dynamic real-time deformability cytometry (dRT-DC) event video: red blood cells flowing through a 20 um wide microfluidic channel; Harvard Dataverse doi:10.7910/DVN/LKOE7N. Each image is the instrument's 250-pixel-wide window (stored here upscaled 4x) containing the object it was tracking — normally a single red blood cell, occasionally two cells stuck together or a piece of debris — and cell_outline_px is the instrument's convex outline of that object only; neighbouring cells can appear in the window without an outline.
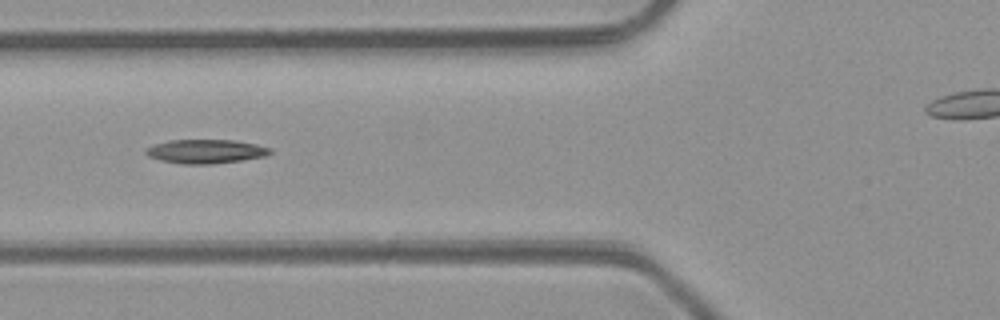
{"species": "common noctule bat (a hibernating species)", "species_latin": "Nyctalus noctula", "temperature_condition": "room temperature", "stored_images_in_passage": 5, "camera_frame_rate_fps": 3000, "um_per_image_px": 0.085, "animal": {"sex": "male", "body_mass_g": 23.1, "forearm_length_mm": 52.7}, "frame": {"image": 1, "passage_image": 5, "time_ms": 4.667, "image_size_px": [1000, 320], "cell_outline_px": [[272, 152], [264, 156], [240, 160], [212, 164], [180, 164], [160, 160], [148, 156], [144, 152], [144, 148], [152, 144], [168, 140], [236, 140], [256, 144], [272, 148]], "centroid_in_image_um": [17.43, 12.86], "position_along_channel_um": 108.4, "area_um2": 17.51}}